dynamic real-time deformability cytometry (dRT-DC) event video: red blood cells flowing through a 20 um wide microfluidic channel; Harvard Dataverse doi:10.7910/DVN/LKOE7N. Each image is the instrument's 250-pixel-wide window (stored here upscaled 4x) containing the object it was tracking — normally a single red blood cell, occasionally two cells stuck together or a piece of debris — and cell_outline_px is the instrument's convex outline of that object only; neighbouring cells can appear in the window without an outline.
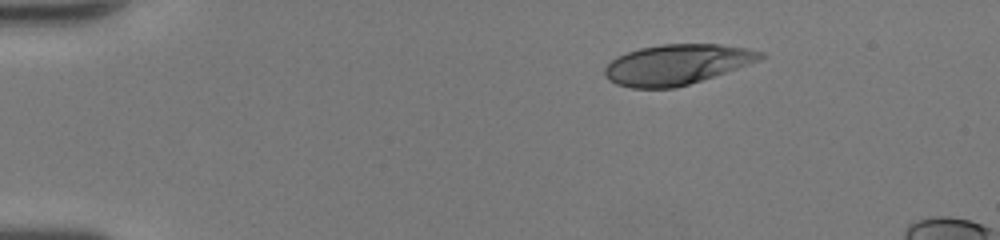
{"species": "human", "species_latin": "Homo sapiens", "temperature_condition": "room temperature", "stored_images_in_passage": 42, "camera_frame_rate_fps": 3000, "um_per_image_px": 0.085, "donor": {"sex": "female"}, "frame": {"image": 1, "passage_image": 1, "time_ms": 0.0, "image_size_px": [1000, 240], "cell_outline_px": [[764, 56], [760, 60], [676, 88], [632, 88], [616, 84], [608, 80], [604, 76], [604, 68], [612, 60], [628, 52], [640, 48], [660, 44], [720, 44], [748, 48], [764, 52]], "centroid_in_image_um": [57.5, 5.48], "position_along_channel_um": 27.5, "area_um2": 36.18}}
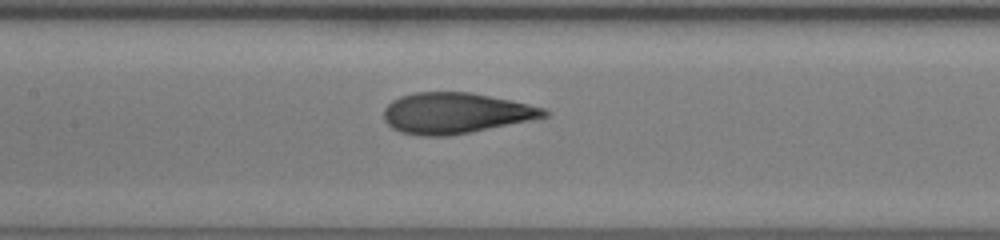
{"frame": {"image": 2, "passage_image": 17, "time_ms": 5.333, "image_size_px": [1000, 240], "cell_outline_px": [[548, 116], [532, 120], [448, 136], [420, 136], [400, 132], [392, 128], [384, 120], [384, 108], [392, 100], [400, 96], [416, 92], [468, 92], [528, 104], [544, 108], [548, 112]], "centroid_in_image_um": [38.68, 9.62], "position_along_channel_um": 168.7, "area_um2": 37.86}}
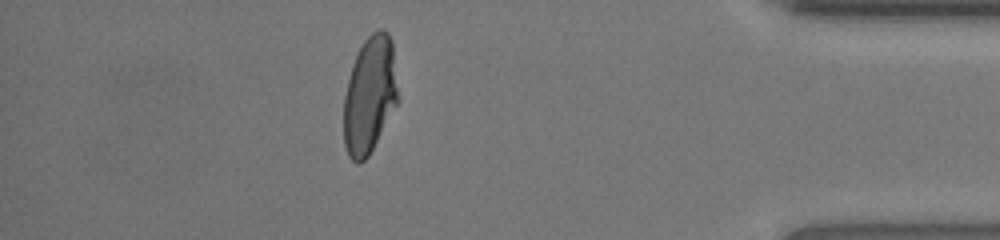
{"frame": {"image": 3, "passage_image": 36, "time_ms": 11.667, "image_size_px": [1000, 240], "cell_outline_px": [[400, 100], [368, 156], [360, 164], [356, 164], [348, 156], [344, 144], [344, 96], [352, 64], [364, 40], [372, 32], [380, 28], [388, 32], [392, 40], [400, 96]], "centroid_in_image_um": [31.45, 8.07], "position_along_channel_um": 403.7, "area_um2": 37.51}}